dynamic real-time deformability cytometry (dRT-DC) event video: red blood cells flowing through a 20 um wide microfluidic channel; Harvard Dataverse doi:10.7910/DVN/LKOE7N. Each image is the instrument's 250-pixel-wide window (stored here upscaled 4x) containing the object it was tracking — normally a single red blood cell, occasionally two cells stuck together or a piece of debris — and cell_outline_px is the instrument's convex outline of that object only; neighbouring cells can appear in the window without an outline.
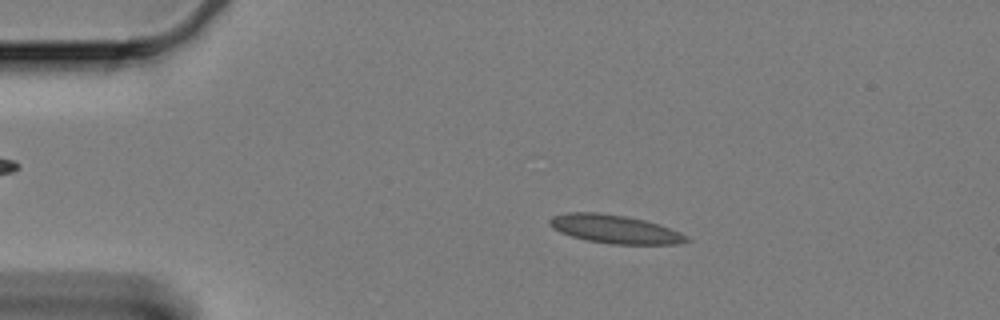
{"species": "Egyptian fruit bat (a non-hibernating species)", "species_latin": "Rousettus aegyptiacus", "temperature_condition": "cold", "stored_images_in_passage": 52, "camera_frame_rate_fps": 3000, "um_per_image_px": 0.085, "animal": {"sex": "female"}, "frame": {"image": 1, "passage_image": 4, "time_ms": 1.0, "image_size_px": [1000, 320], "cell_outline_px": [[692, 240], [676, 244], [612, 244], [584, 240], [560, 232], [552, 228], [548, 220], [552, 216], [568, 212], [596, 212], [624, 216], [644, 220], [680, 232], [688, 236]], "centroid_in_image_um": [52.23, 19.48], "position_along_channel_um": 32.8, "area_um2": 22.54}}
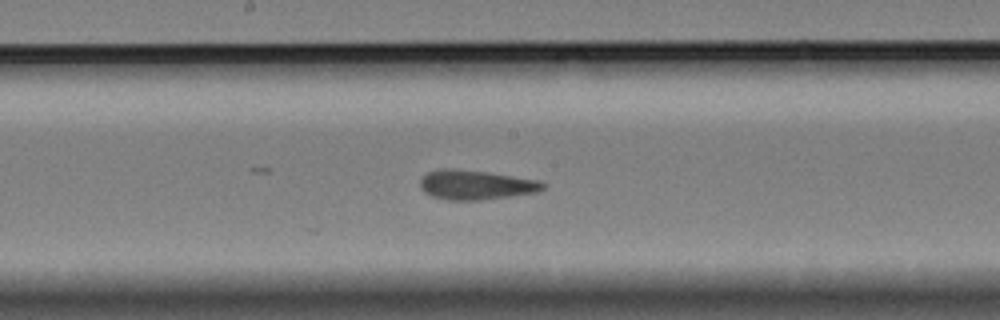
{"frame": {"image": 2, "passage_image": 24, "time_ms": 7.667, "image_size_px": [1000, 320], "cell_outline_px": [[544, 188], [536, 192], [480, 200], [448, 200], [432, 196], [424, 192], [420, 188], [420, 176], [436, 168], [452, 168], [488, 172], [536, 180], [544, 184]], "centroid_in_image_um": [40.34, 15.7], "position_along_channel_um": 207.9, "area_um2": 21.04}}
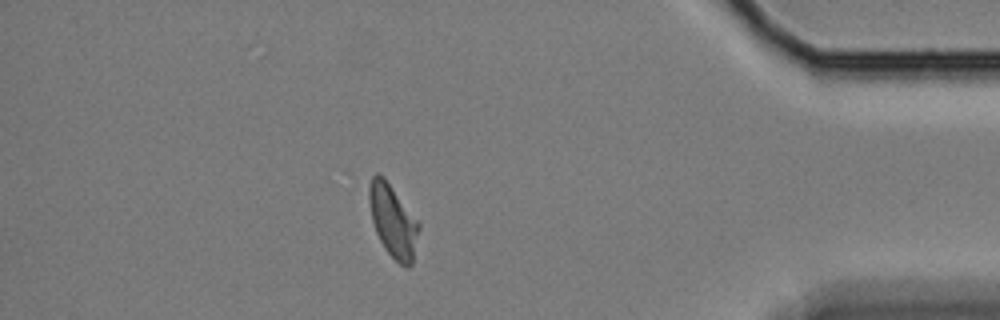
{"frame": {"image": 3, "passage_image": 45, "time_ms": 14.667, "image_size_px": [1000, 320], "cell_outline_px": [[420, 228], [412, 264], [408, 268], [400, 264], [384, 248], [376, 232], [372, 220], [368, 200], [368, 188], [372, 176], [376, 172], [384, 176], [420, 224]], "centroid_in_image_um": [33.39, 18.76], "position_along_channel_um": 401.8, "area_um2": 20.98}, "authors_computed_cell_mechanics": {"area_um2": 21.0392, "velocity_mm_per_s": 3.3072, "shape_relaxation_time_tau1_ms": 5.7388, "shape_relaxation_time_tau2_ms": 2.0234, "deformation_change_tau1": 0.1484, "deformation_change_tau2": 0.0773}}